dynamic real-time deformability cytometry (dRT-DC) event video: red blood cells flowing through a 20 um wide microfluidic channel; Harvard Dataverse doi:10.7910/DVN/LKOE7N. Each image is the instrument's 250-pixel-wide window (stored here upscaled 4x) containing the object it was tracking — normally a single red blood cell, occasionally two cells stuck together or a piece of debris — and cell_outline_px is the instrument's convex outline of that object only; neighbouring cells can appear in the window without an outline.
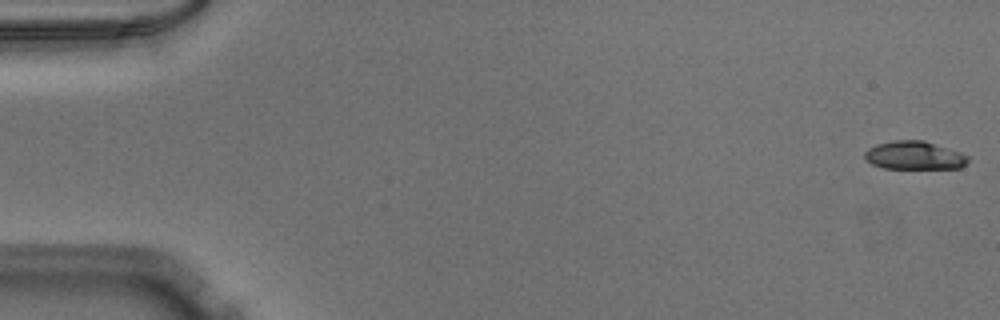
{"species": "Egyptian fruit bat (a non-hibernating species)", "species_latin": "Rousettus aegyptiacus", "temperature_condition": "warm", "stored_images_in_passage": 52, "camera_frame_rate_fps": 3000, "um_per_image_px": 0.085, "animal": {"sex": "male"}, "frame": {"image": 1, "passage_image": 1, "time_ms": 0.0, "image_size_px": [1000, 320], "cell_outline_px": [[968, 160], [960, 168], [884, 168], [872, 164], [864, 160], [864, 152], [868, 148], [876, 144], [892, 140], [924, 140], [960, 152], [968, 156]], "centroid_in_image_um": [77.67, 13.2], "position_along_channel_um": 7.3, "area_um2": 17.05}}
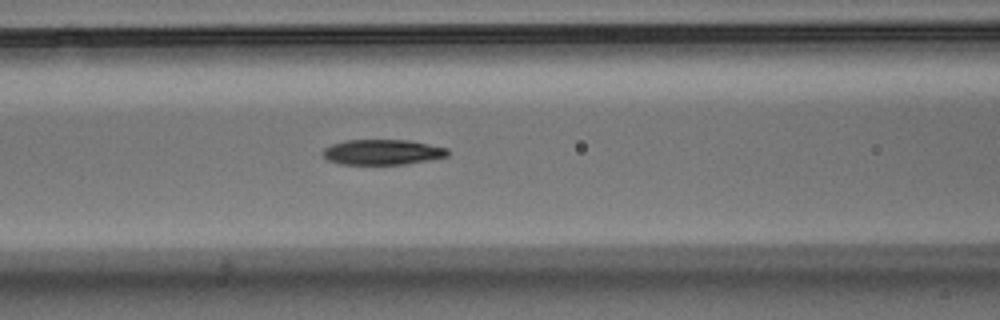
{"frame": {"image": 2, "passage_image": 22, "time_ms": 7.0, "image_size_px": [1000, 320], "cell_outline_px": [[448, 156], [428, 160], [404, 164], [340, 164], [328, 160], [320, 152], [324, 148], [332, 144], [344, 140], [408, 140], [448, 148]], "centroid_in_image_um": [32.47, 12.92], "position_along_channel_um": 134.1, "area_um2": 18.38}}
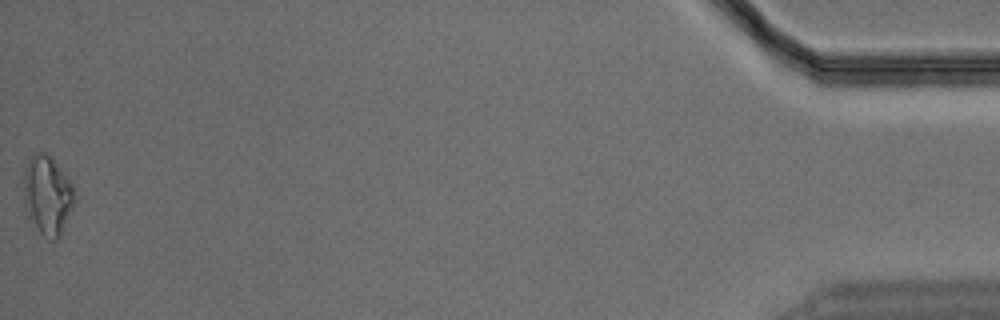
{"frame": {"image": 3, "passage_image": 52, "time_ms": 17.0, "image_size_px": [1000, 320], "cell_outline_px": [[76, 200], [60, 236], [56, 240], [52, 240], [44, 236], [40, 232], [28, 216], [24, 204], [24, 168], [32, 152], [44, 152], [52, 156], [72, 184], [76, 196]], "centroid_in_image_um": [4.04, 16.55], "position_along_channel_um": 431.2, "area_um2": 23.64}}